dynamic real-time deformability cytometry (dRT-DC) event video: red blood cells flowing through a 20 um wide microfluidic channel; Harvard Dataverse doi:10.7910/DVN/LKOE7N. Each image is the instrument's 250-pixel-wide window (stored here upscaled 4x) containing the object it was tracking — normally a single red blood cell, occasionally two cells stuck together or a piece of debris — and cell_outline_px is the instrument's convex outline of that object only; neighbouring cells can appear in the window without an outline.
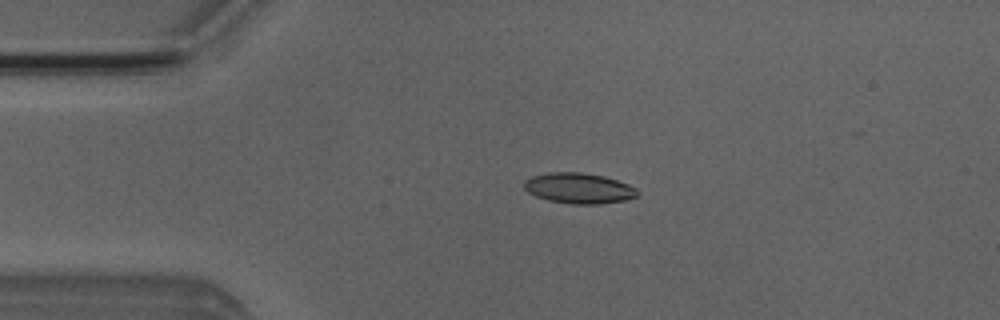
{"species": "Egyptian fruit bat (a non-hibernating species)", "species_latin": "Rousettus aegyptiacus", "temperature_condition": "room temperature", "stored_images_in_passage": 2, "camera_frame_rate_fps": 3000, "um_per_image_px": 0.085, "animal": {"sex": "male"}, "frame": {"image": 1, "passage_image": 1, "time_ms": 0.0, "image_size_px": [1000, 320], "cell_outline_px": [[640, 192], [636, 196], [624, 200], [600, 204], [572, 204], [548, 200], [536, 196], [528, 192], [524, 188], [524, 180], [532, 176], [548, 172], [580, 172], [604, 176], [628, 184], [636, 188]], "centroid_in_image_um": [49.19, 15.99], "position_along_channel_um": 35.8, "area_um2": 20.17}}